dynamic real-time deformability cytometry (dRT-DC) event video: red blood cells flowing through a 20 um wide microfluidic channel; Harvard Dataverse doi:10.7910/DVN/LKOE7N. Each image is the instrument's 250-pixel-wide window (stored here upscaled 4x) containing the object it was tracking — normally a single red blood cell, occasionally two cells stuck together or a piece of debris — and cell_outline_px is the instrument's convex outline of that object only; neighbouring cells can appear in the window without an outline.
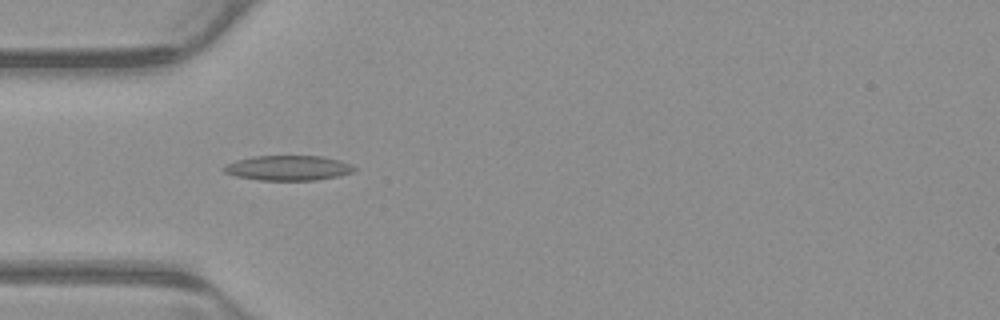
{"species": "common noctule bat (a hibernating species)", "species_latin": "Nyctalus noctula", "temperature_condition": "warm", "stored_images_in_passage": 6, "camera_frame_rate_fps": 3000, "um_per_image_px": 0.085, "animal": {"sex": "male", "body_mass_g": 23.1, "forearm_length_mm": 52.7}, "frame": {"image": 1, "passage_image": 5, "time_ms": 1.333, "image_size_px": [1000, 320], "cell_outline_px": [[356, 168], [352, 172], [340, 176], [316, 180], [260, 180], [236, 176], [224, 172], [224, 168], [228, 164], [236, 160], [252, 156], [324, 156], [340, 160], [352, 164]], "centroid_in_image_um": [24.55, 14.27], "position_along_channel_um": 60.5, "area_um2": 18.96}}
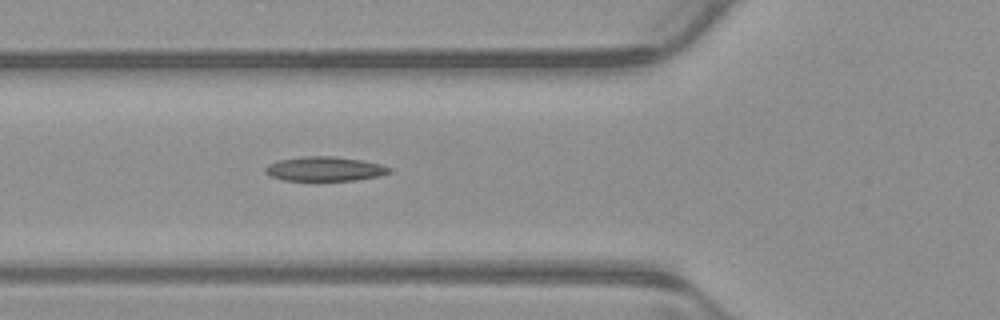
{"frame": {"image": 2, "passage_image": 6, "time_ms": 1.667, "image_size_px": [1000, 320], "cell_outline_px": [[392, 172], [376, 176], [356, 180], [284, 180], [272, 176], [264, 172], [264, 168], [268, 164], [280, 160], [304, 156], [332, 156], [360, 160], [380, 164], [392, 168]], "centroid_in_image_um": [27.59, 14.35], "position_along_channel_um": 98.2, "area_um2": 17.4}}